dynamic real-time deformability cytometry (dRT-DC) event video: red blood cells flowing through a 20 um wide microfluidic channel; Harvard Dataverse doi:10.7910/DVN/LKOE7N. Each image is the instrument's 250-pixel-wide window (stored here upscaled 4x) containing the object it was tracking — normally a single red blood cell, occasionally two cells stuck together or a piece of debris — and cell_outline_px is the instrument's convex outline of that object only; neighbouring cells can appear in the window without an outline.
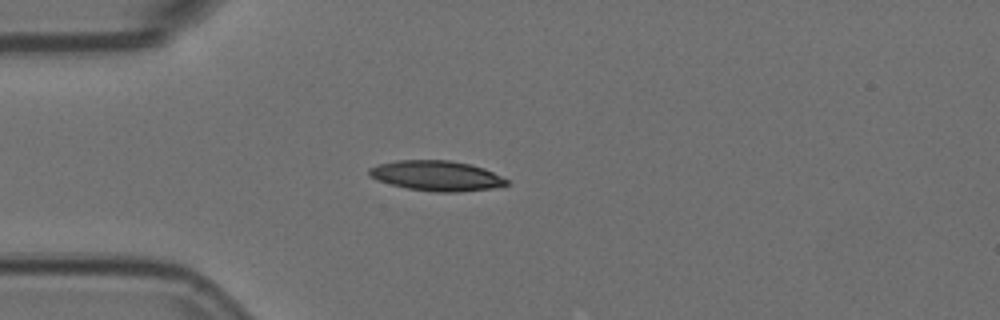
{"species": "Egyptian fruit bat (a non-hibernating species)", "species_latin": "Rousettus aegyptiacus", "temperature_condition": "room temperature", "stored_images_in_passage": 4, "camera_frame_rate_fps": 3000, "um_per_image_px": 0.085, "animal": {"sex": "female"}, "frame": {"image": 1, "passage_image": 4, "time_ms": 1.0, "image_size_px": [1000, 320], "cell_outline_px": [[508, 184], [492, 188], [460, 192], [436, 192], [408, 188], [376, 180], [368, 176], [368, 168], [376, 164], [396, 160], [452, 160], [472, 164], [484, 168], [508, 180]], "centroid_in_image_um": [37.07, 14.92], "position_along_channel_um": 47.9, "area_um2": 24.28}}